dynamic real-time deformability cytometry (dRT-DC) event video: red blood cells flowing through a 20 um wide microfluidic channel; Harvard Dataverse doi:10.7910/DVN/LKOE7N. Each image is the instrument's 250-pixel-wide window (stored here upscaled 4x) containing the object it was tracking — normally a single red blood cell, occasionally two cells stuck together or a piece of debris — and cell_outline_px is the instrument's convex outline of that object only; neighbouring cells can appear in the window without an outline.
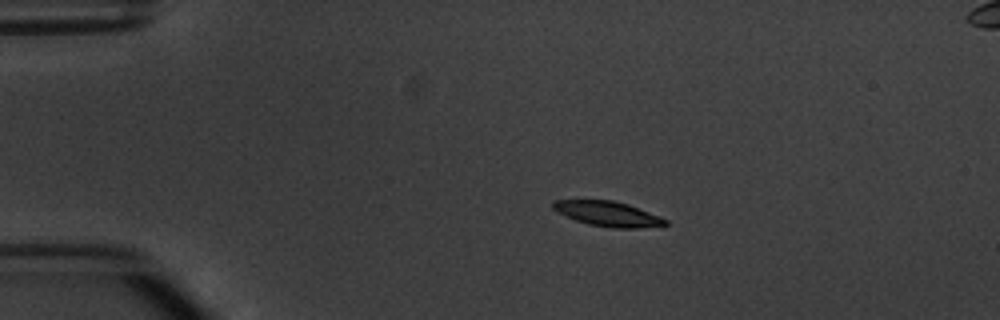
{"species": "common noctule bat (a hibernating species)", "species_latin": "Nyctalus noctula", "temperature_condition": "warm", "stored_images_in_passage": 5, "camera_frame_rate_fps": 3000, "um_per_image_px": 0.085, "animal": {"sex": "male", "body_mass_g": 20.1, "forearm_length_mm": 53.5}, "frame": {"image": 1, "passage_image": 3, "time_ms": 2.333, "image_size_px": [1000, 320], "cell_outline_px": [[668, 224], [636, 228], [612, 228], [588, 224], [576, 220], [556, 212], [552, 208], [552, 200], [612, 200], [628, 204], [660, 216], [668, 220]], "centroid_in_image_um": [51.64, 18.17], "position_along_channel_um": 33.4, "area_um2": 16.3}}